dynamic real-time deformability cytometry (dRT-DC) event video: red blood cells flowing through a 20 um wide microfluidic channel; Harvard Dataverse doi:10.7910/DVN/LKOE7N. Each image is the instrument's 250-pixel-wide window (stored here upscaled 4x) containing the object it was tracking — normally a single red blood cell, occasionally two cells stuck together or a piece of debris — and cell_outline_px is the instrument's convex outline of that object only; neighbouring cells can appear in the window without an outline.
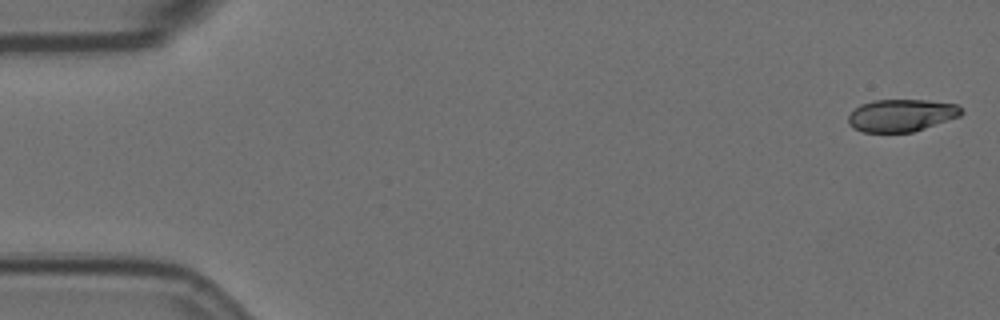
{"species": "Egyptian fruit bat (a non-hibernating species)", "species_latin": "Rousettus aegyptiacus", "temperature_condition": "room temperature", "stored_images_in_passage": 58, "camera_frame_rate_fps": 3000, "um_per_image_px": 0.085, "animal": {"sex": "female"}, "frame": {"image": 1, "passage_image": 2, "time_ms": 0.333, "image_size_px": [1000, 320], "cell_outline_px": [[964, 112], [960, 116], [912, 132], [860, 132], [852, 128], [848, 124], [848, 116], [860, 104], [872, 100], [928, 100], [956, 104]], "centroid_in_image_um": [76.58, 9.8], "position_along_channel_um": 8.4, "area_um2": 21.33}}
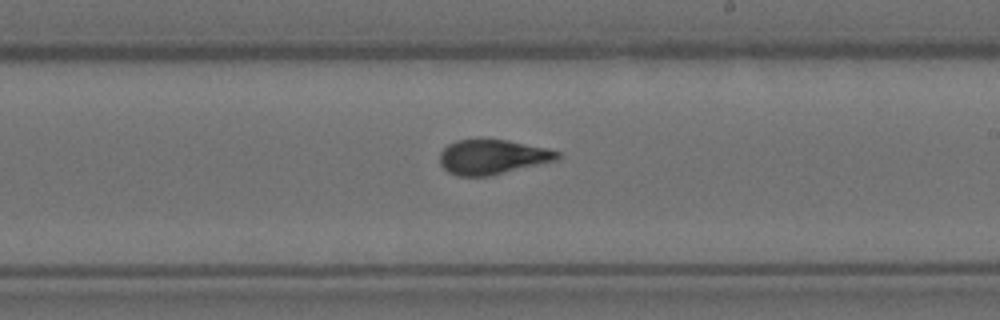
{"frame": {"image": 2, "passage_image": 34, "time_ms": 11.0, "image_size_px": [1000, 320], "cell_outline_px": [[560, 156], [556, 160], [488, 176], [456, 176], [448, 172], [440, 164], [440, 152], [448, 144], [456, 140], [508, 140], [548, 148], [560, 152]], "centroid_in_image_um": [41.83, 13.34], "position_along_channel_um": 247.2, "area_um2": 23.58}}
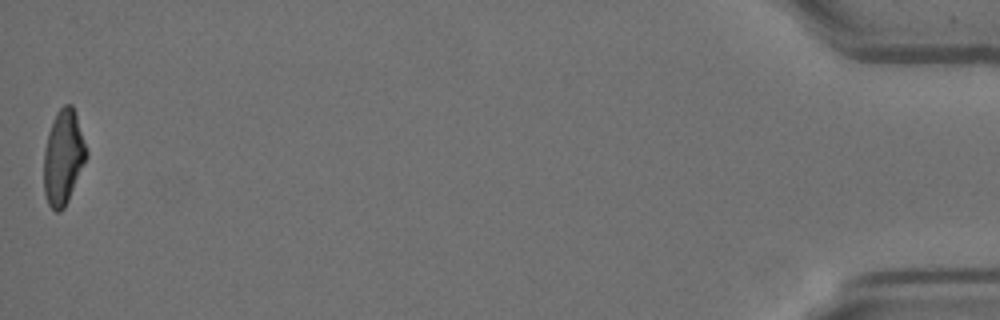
{"frame": {"image": 3, "passage_image": 58, "time_ms": 19.0, "image_size_px": [1000, 320], "cell_outline_px": [[88, 156], [68, 200], [64, 208], [60, 212], [56, 212], [48, 204], [44, 192], [44, 148], [48, 132], [52, 120], [56, 112], [64, 104], [72, 104], [76, 112], [88, 152]], "centroid_in_image_um": [5.38, 13.34], "position_along_channel_um": 429.8, "area_um2": 23.7}, "authors_computed_cell_mechanics": {"area_um2": 23.4957, "velocity_mm_per_s": 3.5097, "shape_relaxation_time_tau1_ms": 5.2809, "shape_relaxation_time_tau2_ms": 1.058, "deformation_change_tau1": 0.1866, "deformation_change_tau2": 0.0627}}